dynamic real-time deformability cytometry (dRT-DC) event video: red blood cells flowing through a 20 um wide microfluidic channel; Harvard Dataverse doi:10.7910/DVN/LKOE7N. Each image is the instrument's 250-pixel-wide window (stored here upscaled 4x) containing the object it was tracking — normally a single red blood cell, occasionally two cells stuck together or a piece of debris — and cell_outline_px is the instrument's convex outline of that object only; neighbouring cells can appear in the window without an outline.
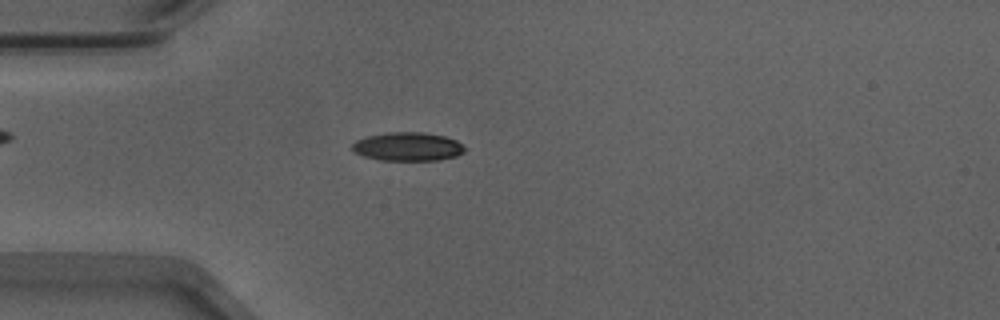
{"species": "Egyptian fruit bat (a non-hibernating species)", "species_latin": "Rousettus aegyptiacus", "temperature_condition": "warm", "stored_images_in_passage": 53, "camera_frame_rate_fps": 3000, "um_per_image_px": 0.085, "animal": {"sex": "male"}, "frame": {"image": 1, "passage_image": 15, "time_ms": 4.667, "image_size_px": [1000, 320], "cell_outline_px": [[464, 152], [456, 156], [440, 160], [380, 160], [364, 156], [356, 152], [352, 148], [352, 144], [356, 140], [364, 136], [388, 132], [424, 132], [444, 136], [456, 140], [464, 148]], "centroid_in_image_um": [34.64, 12.45], "position_along_channel_um": 50.4, "area_um2": 18.73}}
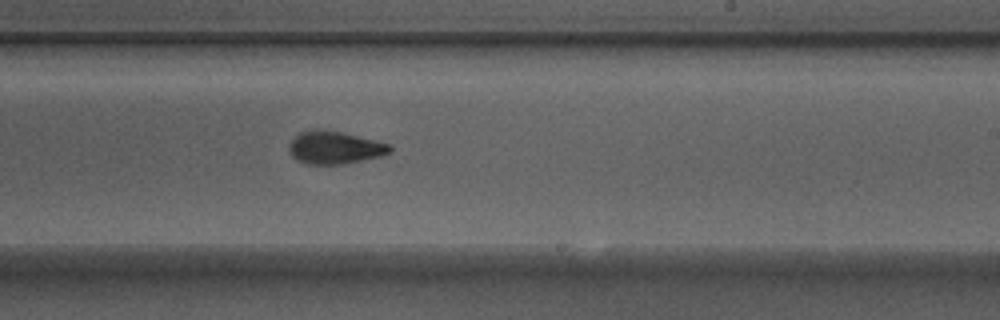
{"frame": {"image": 2, "passage_image": 32, "time_ms": 10.333, "image_size_px": [1000, 320], "cell_outline_px": [[392, 152], [380, 156], [344, 164], [304, 164], [296, 160], [292, 156], [288, 148], [288, 144], [300, 132], [316, 128], [320, 128], [344, 132], [392, 144]], "centroid_in_image_um": [28.46, 12.53], "position_along_channel_um": 260.5, "area_um2": 19.59}}
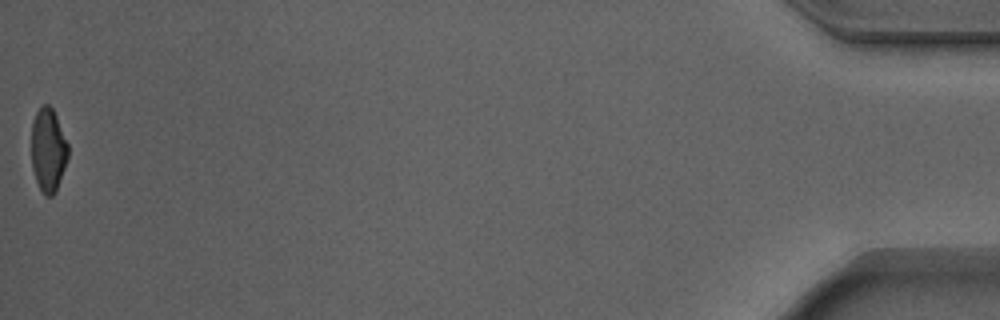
{"frame": {"image": 3, "passage_image": 53, "time_ms": 17.333, "image_size_px": [1000, 320], "cell_outline_px": [[68, 156], [56, 192], [52, 196], [44, 196], [36, 180], [32, 168], [32, 120], [36, 112], [44, 104], [48, 104], [52, 108], [56, 116], [68, 144]], "centroid_in_image_um": [4.09, 12.76], "position_along_channel_um": 431.1, "area_um2": 17.74}, "authors_computed_cell_mechanics": {"area_um2": 18.785, "velocity_mm_per_s": 3.9025, "shape_relaxation_time_tau1_ms": 3.1618, "shape_relaxation_time_tau2_ms": 1.7182, "deformation_change_tau1": 0.1675, "deformation_change_tau2": 0.0825}}